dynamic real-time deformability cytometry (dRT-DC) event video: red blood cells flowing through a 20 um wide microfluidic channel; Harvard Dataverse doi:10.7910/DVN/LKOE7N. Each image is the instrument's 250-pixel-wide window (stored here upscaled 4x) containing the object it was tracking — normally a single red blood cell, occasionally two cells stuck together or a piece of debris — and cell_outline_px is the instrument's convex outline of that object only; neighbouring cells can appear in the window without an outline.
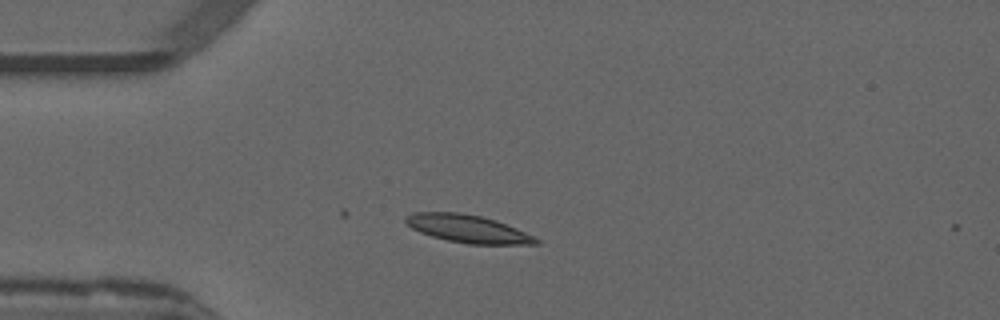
{"species": "common noctule bat (a hibernating species)", "species_latin": "Nyctalus noctula", "temperature_condition": "warm", "stored_images_in_passage": 2, "camera_frame_rate_fps": 3000, "um_per_image_px": 0.085, "animal": {"sex": "male", "forearm_length_mm": 52.5}, "frame": {"image": 1, "passage_image": 1, "time_ms": 0.0, "image_size_px": [1000, 320], "cell_outline_px": [[540, 244], [468, 244], [448, 240], [432, 236], [420, 232], [412, 228], [404, 220], [404, 216], [412, 212], [460, 212], [480, 216], [496, 220], [516, 228], [540, 240]], "centroid_in_image_um": [39.73, 19.43], "position_along_channel_um": 45.3, "area_um2": 20.98}}